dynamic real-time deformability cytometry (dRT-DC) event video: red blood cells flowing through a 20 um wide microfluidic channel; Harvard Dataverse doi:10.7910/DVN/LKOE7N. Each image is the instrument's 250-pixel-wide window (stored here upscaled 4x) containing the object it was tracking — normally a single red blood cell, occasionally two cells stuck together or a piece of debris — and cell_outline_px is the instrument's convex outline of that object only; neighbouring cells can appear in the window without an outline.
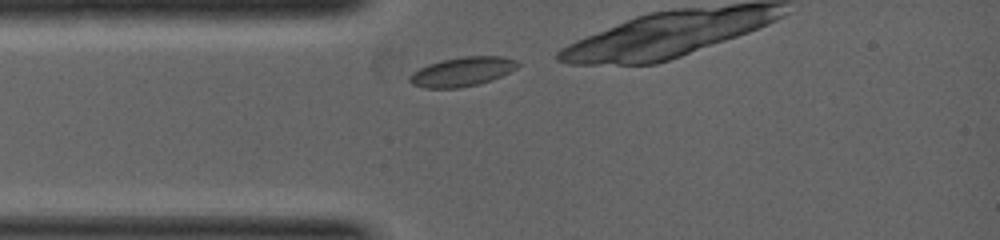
{"species": "common noctule bat (a hibernating species)", "species_latin": "Nyctalus noctula", "temperature_condition": "warm", "stored_images_in_passage": 5, "camera_frame_rate_fps": 5000, "um_per_image_px": 0.085, "animal": {"sex": "female", "body_mass_g": 19.0, "forearm_length_mm": 53.3}, "frame": {"image": 1, "passage_image": 1, "time_ms": 0.0, "image_size_px": [1000, 240], "cell_outline_px": [[520, 64], [516, 68], [492, 80], [460, 88], [424, 88], [412, 84], [408, 80], [408, 76], [412, 72], [428, 64], [460, 56], [504, 56], [520, 60]], "centroid_in_image_um": [39.29, 6.08], "position_along_channel_um": 45.7, "area_um2": 18.5}}